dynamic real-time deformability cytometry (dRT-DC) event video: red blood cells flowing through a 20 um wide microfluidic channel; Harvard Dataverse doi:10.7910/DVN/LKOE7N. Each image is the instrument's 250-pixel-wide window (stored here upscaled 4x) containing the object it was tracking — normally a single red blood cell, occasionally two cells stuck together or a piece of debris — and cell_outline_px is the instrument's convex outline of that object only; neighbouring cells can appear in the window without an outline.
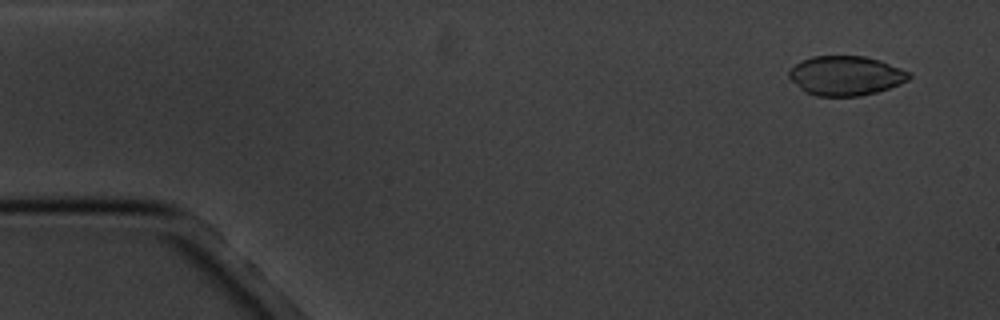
{"species": "common noctule bat (a hibernating species)", "species_latin": "Nyctalus noctula", "temperature_condition": "cold", "stored_images_in_passage": 16, "camera_frame_rate_fps": 3000, "um_per_image_px": 0.085, "animal": {"sex": "male", "body_mass_g": 20.1, "forearm_length_mm": 53.5}, "frame": {"image": 1, "passage_image": 1, "time_ms": 0.0, "image_size_px": [1000, 320], "cell_outline_px": [[912, 76], [908, 80], [900, 84], [876, 92], [860, 96], [816, 96], [800, 88], [788, 76], [788, 72], [800, 60], [812, 56], [864, 56], [880, 60], [912, 72]], "centroid_in_image_um": [71.92, 6.42], "position_along_channel_um": 13.1, "area_um2": 27.63}}
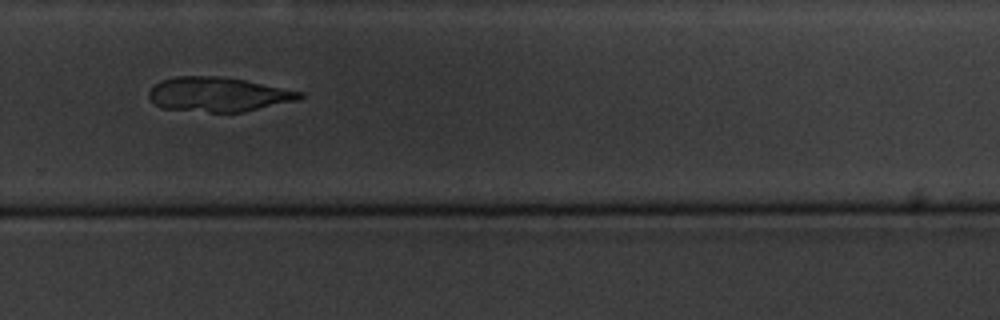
{"frame": {"image": 2, "passage_image": 11, "time_ms": 11.667, "image_size_px": [1000, 320], "cell_outline_px": [[304, 96], [300, 100], [244, 112], [212, 112], [160, 108], [148, 96], [148, 92], [160, 80], [176, 76], [224, 76], [304, 92]], "centroid_in_image_um": [18.58, 8.02], "position_along_channel_um": 311.2, "area_um2": 30.4}}